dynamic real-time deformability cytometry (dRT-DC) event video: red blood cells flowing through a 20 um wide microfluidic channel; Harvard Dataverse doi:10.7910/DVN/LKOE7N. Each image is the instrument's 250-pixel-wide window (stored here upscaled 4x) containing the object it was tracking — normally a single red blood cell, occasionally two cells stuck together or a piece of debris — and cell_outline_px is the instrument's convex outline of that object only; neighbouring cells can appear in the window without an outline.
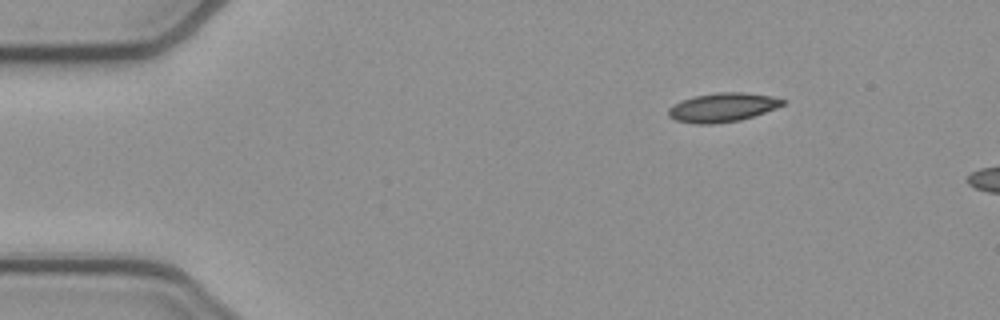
{"species": "common noctule bat (a hibernating species)", "species_latin": "Nyctalus noctula", "temperature_condition": "cold", "stored_images_in_passage": 6, "camera_frame_rate_fps": 3000, "um_per_image_px": 0.085, "animal": {"sex": "female", "body_mass_g": 21.9}, "frame": {"image": 1, "passage_image": 1, "time_ms": 0.0, "image_size_px": [1000, 320], "cell_outline_px": [[784, 104], [776, 108], [740, 120], [712, 124], [696, 124], [676, 120], [668, 116], [668, 108], [672, 104], [680, 100], [692, 96], [716, 92], [740, 92], [772, 96], [784, 100]], "centroid_in_image_um": [61.35, 9.12], "position_along_channel_um": 23.6, "area_um2": 19.31}}